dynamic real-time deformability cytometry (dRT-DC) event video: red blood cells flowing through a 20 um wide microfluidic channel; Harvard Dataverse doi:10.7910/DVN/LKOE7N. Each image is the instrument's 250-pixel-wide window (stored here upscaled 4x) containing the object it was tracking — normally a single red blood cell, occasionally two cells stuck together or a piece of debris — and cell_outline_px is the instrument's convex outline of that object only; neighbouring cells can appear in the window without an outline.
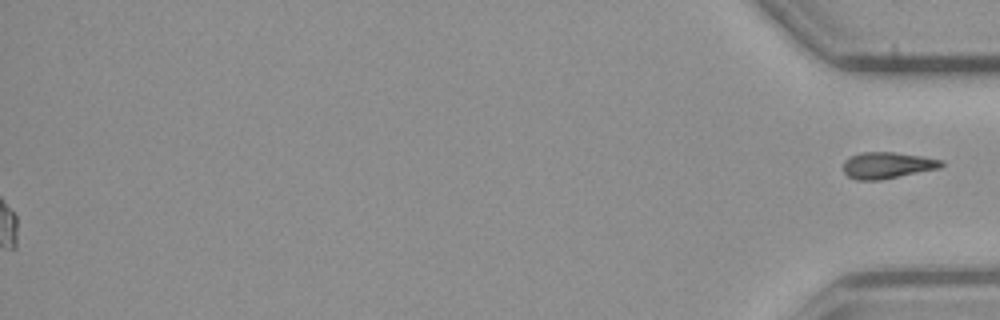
{"species": "common noctule bat (a hibernating species)", "species_latin": "Nyctalus noctula", "temperature_condition": "cold", "stored_images_in_passage": 50, "segment_of_instrument_passage": [2, 2], "camera_frame_rate_fps": 3000, "um_per_image_px": 0.085, "animal": {"sex": "male", "body_mass_g": 23.1, "forearm_length_mm": 52.7}, "frame": {"image": 1, "passage_image": 50, "time_ms": 16.333, "image_size_px": [1000, 320], "cell_outline_px": [[944, 164], [940, 168], [880, 180], [856, 180], [848, 176], [844, 172], [844, 160], [848, 156], [860, 152], [892, 152], [920, 156], [944, 160]], "centroid_in_image_um": [75.4, 14.04], "position_along_channel_um": 359.8, "area_um2": 15.14}}